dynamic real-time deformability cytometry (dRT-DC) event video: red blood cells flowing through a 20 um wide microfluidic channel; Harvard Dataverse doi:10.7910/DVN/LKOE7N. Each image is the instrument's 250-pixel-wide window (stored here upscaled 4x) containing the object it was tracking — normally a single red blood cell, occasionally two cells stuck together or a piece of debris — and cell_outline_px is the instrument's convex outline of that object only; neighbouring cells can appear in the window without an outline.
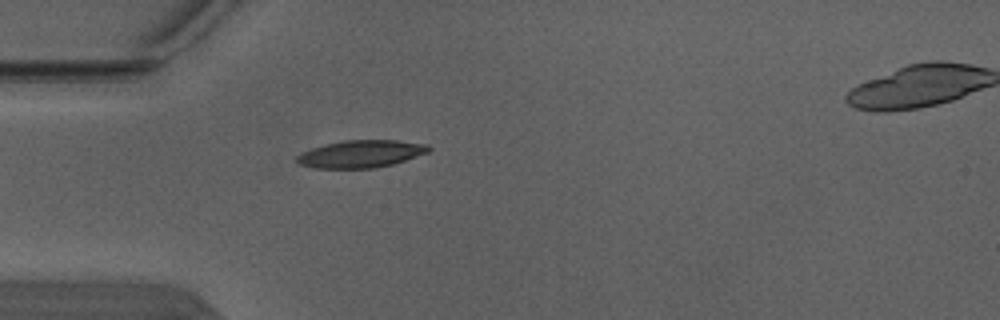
{"species": "Egyptian fruit bat (a non-hibernating species)", "species_latin": "Rousettus aegyptiacus", "temperature_condition": "warm", "stored_images_in_passage": 2, "camera_frame_rate_fps": 3000, "um_per_image_px": 0.085, "animal": {"sex": "male"}, "frame": {"image": 1, "passage_image": 1, "time_ms": 0.0, "image_size_px": [1000, 320], "cell_outline_px": [[432, 148], [428, 152], [392, 164], [372, 168], [316, 168], [300, 164], [296, 160], [296, 156], [312, 148], [344, 140], [396, 140], [428, 144]], "centroid_in_image_um": [30.7, 13.07], "position_along_channel_um": 54.3, "area_um2": 20.75}}